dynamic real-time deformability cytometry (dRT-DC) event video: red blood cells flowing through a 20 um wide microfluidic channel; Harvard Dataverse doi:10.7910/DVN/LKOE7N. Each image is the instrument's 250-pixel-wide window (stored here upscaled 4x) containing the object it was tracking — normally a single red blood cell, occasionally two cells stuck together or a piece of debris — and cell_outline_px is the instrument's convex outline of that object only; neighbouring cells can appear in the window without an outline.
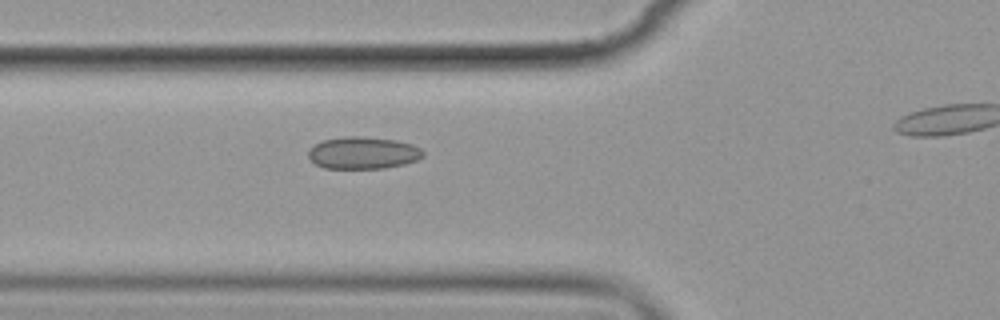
{"species": "common noctule bat (a hibernating species)", "species_latin": "Nyctalus noctula", "temperature_condition": "cold", "stored_images_in_passage": 5, "segment_of_instrument_passage": [1, 2], "camera_frame_rate_fps": 3000, "um_per_image_px": 0.085, "animal": {"sex": "female", "body_mass_g": 19.9}, "frame": {"image": 1, "passage_image": 4, "time_ms": 3.333, "image_size_px": [1000, 320], "cell_outline_px": [[424, 156], [416, 160], [404, 164], [384, 168], [324, 168], [316, 164], [308, 156], [308, 148], [312, 144], [324, 140], [344, 136], [364, 136], [396, 140], [412, 144], [420, 148], [424, 152]], "centroid_in_image_um": [30.84, 12.98], "position_along_channel_um": 95.0, "area_um2": 21.62}}